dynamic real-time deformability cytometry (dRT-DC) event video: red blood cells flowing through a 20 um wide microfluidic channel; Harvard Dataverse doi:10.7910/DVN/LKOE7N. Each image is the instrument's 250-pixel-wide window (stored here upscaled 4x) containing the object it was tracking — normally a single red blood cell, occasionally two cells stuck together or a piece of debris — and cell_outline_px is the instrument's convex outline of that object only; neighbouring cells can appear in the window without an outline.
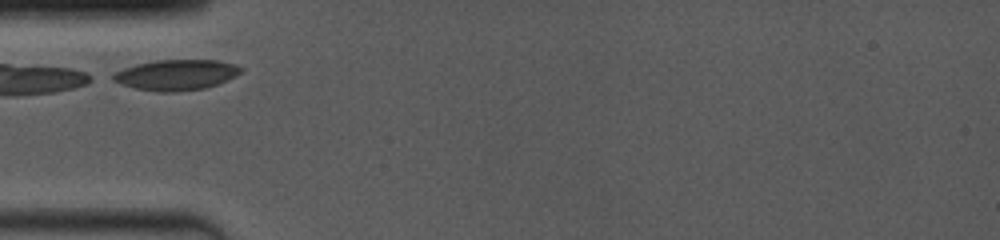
{"species": "common noctule bat (a hibernating species)", "species_latin": "Nyctalus noctula", "temperature_condition": "room temperature", "stored_images_in_passage": 30, "camera_frame_rate_fps": 4000, "um_per_image_px": 0.085, "animal": {"sex": "female", "body_mass_g": 19.0, "forearm_length_mm": 53.3}, "frame": {"image": 1, "passage_image": 1, "time_ms": 0.0, "image_size_px": [1000, 240], "cell_outline_px": [[244, 68], [236, 76], [216, 84], [204, 88], [172, 92], [156, 92], [136, 88], [120, 84], [112, 80], [108, 76], [124, 68], [136, 64], [156, 60], [216, 60], [236, 64]], "centroid_in_image_um": [14.95, 6.36], "position_along_channel_um": 70.1, "area_um2": 22.77}}
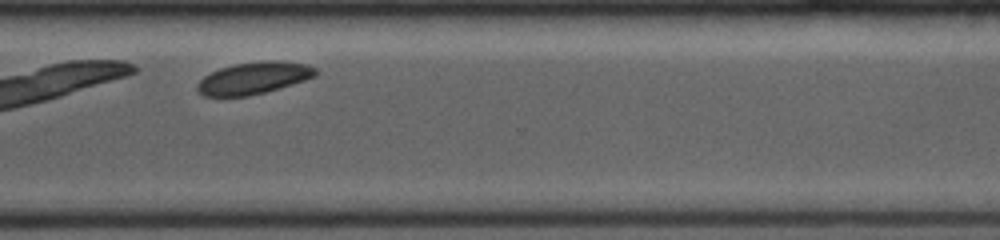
{"frame": {"image": 2, "passage_image": 26, "time_ms": 7.25, "image_size_px": [1000, 240], "cell_outline_px": [[316, 76], [292, 84], [264, 92], [248, 96], [220, 100], [204, 96], [196, 88], [196, 84], [204, 76], [220, 68], [232, 64], [260, 60], [280, 60], [308, 64], [316, 68]], "centroid_in_image_um": [21.5, 6.66], "position_along_channel_um": 349.1, "area_um2": 22.77}}
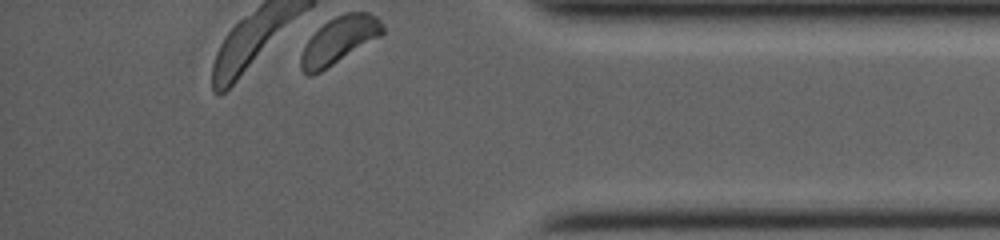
{"frame": {"image": 3, "passage_image": 30, "time_ms": 9.0, "image_size_px": [1000, 240], "cell_outline_px": [[384, 32], [380, 36], [320, 72], [312, 76], [308, 76], [300, 68], [300, 56], [308, 40], [328, 20], [344, 12], [368, 12], [376, 16], [380, 20], [384, 28]], "centroid_in_image_um": [28.82, 3.42], "position_along_channel_um": 406.4, "area_um2": 21.96}}